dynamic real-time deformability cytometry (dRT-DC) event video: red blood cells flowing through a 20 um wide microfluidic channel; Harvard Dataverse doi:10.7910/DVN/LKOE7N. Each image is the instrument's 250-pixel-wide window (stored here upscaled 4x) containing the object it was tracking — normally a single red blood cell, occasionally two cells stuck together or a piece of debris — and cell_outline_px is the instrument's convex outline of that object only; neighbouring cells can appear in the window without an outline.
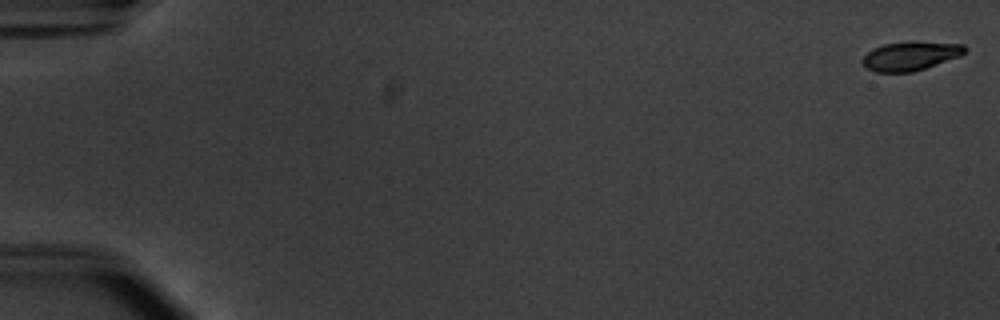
{"species": "common noctule bat (a hibernating species)", "species_latin": "Nyctalus noctula", "temperature_condition": "warm", "stored_images_in_passage": 55, "camera_frame_rate_fps": 3000, "um_per_image_px": 0.085, "animal": {"sex": "male", "body_mass_g": 20.1, "forearm_length_mm": 53.5}, "frame": {"image": 1, "passage_image": 1, "time_ms": 0.0, "image_size_px": [1000, 320], "cell_outline_px": [[968, 48], [960, 56], [912, 72], [876, 72], [868, 68], [860, 60], [872, 48], [884, 44], [908, 40], [916, 40], [964, 44]], "centroid_in_image_um": [77.4, 4.72], "position_along_channel_um": 7.6, "area_um2": 17.51}}
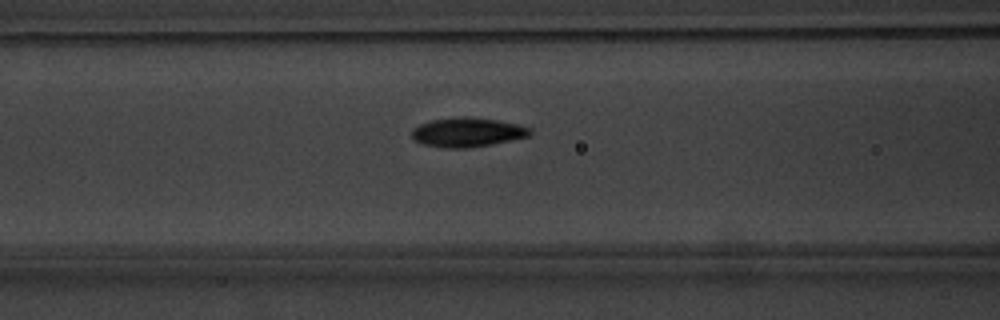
{"frame": {"image": 2, "passage_image": 24, "time_ms": 7.667, "image_size_px": [1000, 320], "cell_outline_px": [[532, 132], [528, 136], [492, 144], [464, 148], [448, 148], [420, 144], [412, 136], [412, 128], [420, 124], [432, 120], [496, 120], [516, 124], [532, 128]], "centroid_in_image_um": [39.72, 11.3], "position_along_channel_um": 126.9, "area_um2": 19.02}}
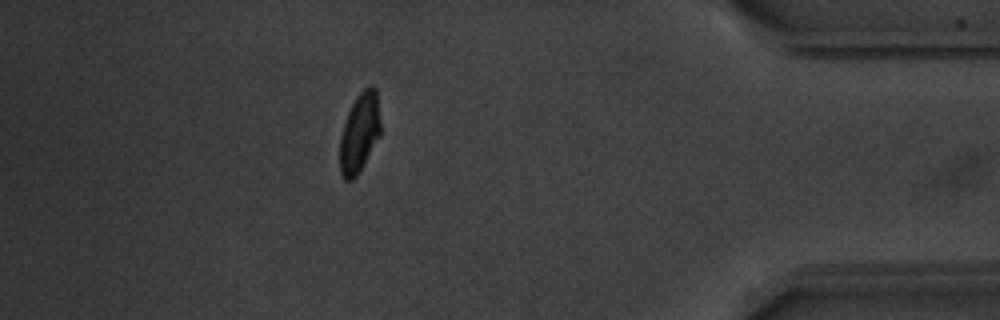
{"frame": {"image": 3, "passage_image": 49, "time_ms": 16.0, "image_size_px": [1000, 320], "cell_outline_px": [[380, 136], [356, 176], [352, 180], [344, 180], [340, 172], [340, 136], [348, 112], [356, 96], [368, 84], [372, 84], [376, 88], [380, 124]], "centroid_in_image_um": [30.56, 11.26], "position_along_channel_um": 404.6, "area_um2": 18.73}, "authors_computed_cell_mechanics": {"area_um2": 19.0162, "velocity_mm_per_s": 3.7817, "shape_relaxation_time_tau1_ms": 2.6599, "shape_relaxation_time_tau2_ms": 1.1162, "deformation_change_tau1": 0.1722, "deformation_change_tau2": 0.0481}}